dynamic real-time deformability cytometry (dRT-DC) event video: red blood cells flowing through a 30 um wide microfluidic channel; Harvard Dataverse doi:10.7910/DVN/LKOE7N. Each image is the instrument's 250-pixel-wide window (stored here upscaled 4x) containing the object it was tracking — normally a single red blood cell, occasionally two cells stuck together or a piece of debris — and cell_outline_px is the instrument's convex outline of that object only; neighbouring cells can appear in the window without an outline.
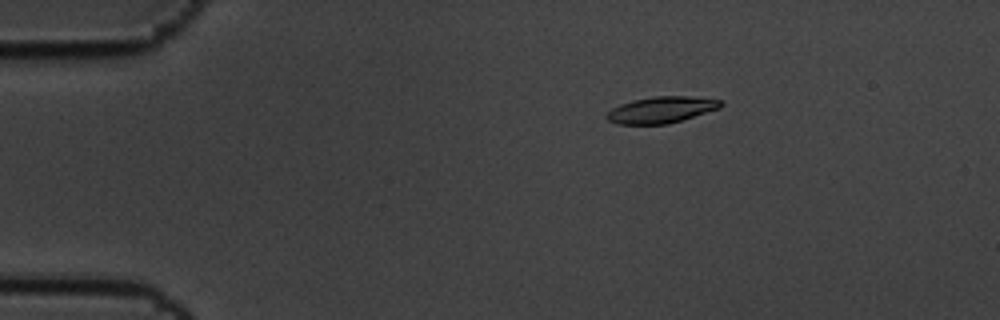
{"species": "common noctule bat (a hibernating species)", "species_latin": "Nyctalus noctula", "temperature_condition": "cold", "stored_images_in_passage": 5, "camera_frame_rate_fps": 3000, "um_per_image_px": 0.085, "animal": {"sex": "male", "body_mass_g": 19.5, "forearm_length_mm": 54.6}, "frame": {"image": 1, "passage_image": 3, "time_ms": 0.667, "image_size_px": [1000, 320], "cell_outline_px": [[724, 104], [720, 108], [668, 124], [616, 124], [608, 120], [604, 116], [612, 108], [620, 104], [632, 100], [652, 96], [688, 96], [720, 100]], "centroid_in_image_um": [56.18, 9.33], "position_along_channel_um": 28.8, "area_um2": 17.51}}